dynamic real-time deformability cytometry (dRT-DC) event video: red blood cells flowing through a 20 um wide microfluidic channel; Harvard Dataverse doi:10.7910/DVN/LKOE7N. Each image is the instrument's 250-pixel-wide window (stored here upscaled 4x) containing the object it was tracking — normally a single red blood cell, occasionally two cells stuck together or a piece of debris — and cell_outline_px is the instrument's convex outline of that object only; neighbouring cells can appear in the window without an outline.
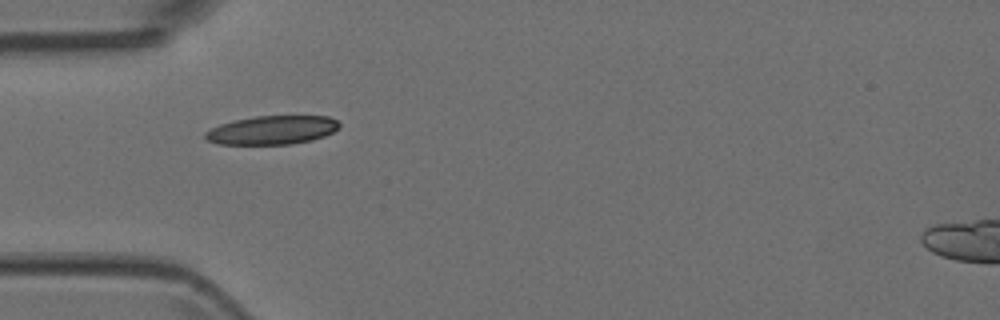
{"species": "Egyptian fruit bat (a non-hibernating species)", "species_latin": "Rousettus aegyptiacus", "temperature_condition": "room temperature", "stored_images_in_passage": 2, "camera_frame_rate_fps": 3000, "um_per_image_px": 0.085, "animal": {"sex": "female"}, "frame": {"image": 1, "passage_image": 1, "time_ms": 0.0, "image_size_px": [1000, 320], "cell_outline_px": [[340, 128], [324, 136], [312, 140], [292, 144], [216, 144], [208, 140], [204, 136], [204, 132], [220, 124], [236, 120], [256, 116], [328, 116], [336, 120], [340, 124]], "centroid_in_image_um": [23.14, 11.06], "position_along_channel_um": 61.9, "area_um2": 22.37}}
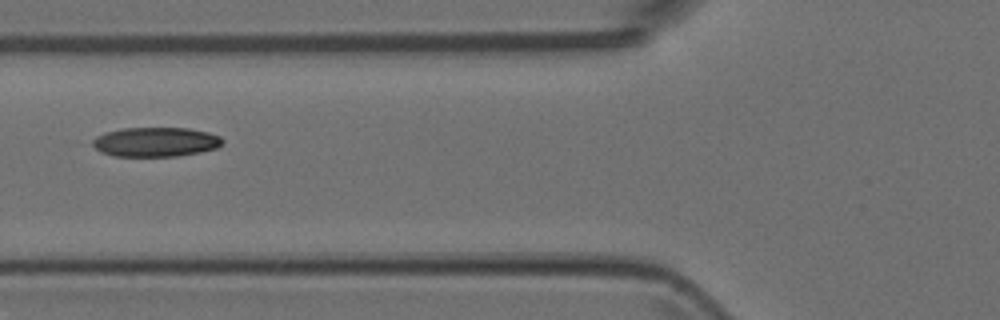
{"frame": {"image": 2, "passage_image": 2, "time_ms": 0.333, "image_size_px": [1000, 320], "cell_outline_px": [[224, 140], [216, 148], [200, 152], [176, 156], [116, 156], [100, 152], [92, 144], [92, 140], [96, 136], [104, 132], [124, 128], [188, 128], [208, 132], [220, 136]], "centroid_in_image_um": [13.21, 12.06], "position_along_channel_um": 112.6, "area_um2": 22.25}}